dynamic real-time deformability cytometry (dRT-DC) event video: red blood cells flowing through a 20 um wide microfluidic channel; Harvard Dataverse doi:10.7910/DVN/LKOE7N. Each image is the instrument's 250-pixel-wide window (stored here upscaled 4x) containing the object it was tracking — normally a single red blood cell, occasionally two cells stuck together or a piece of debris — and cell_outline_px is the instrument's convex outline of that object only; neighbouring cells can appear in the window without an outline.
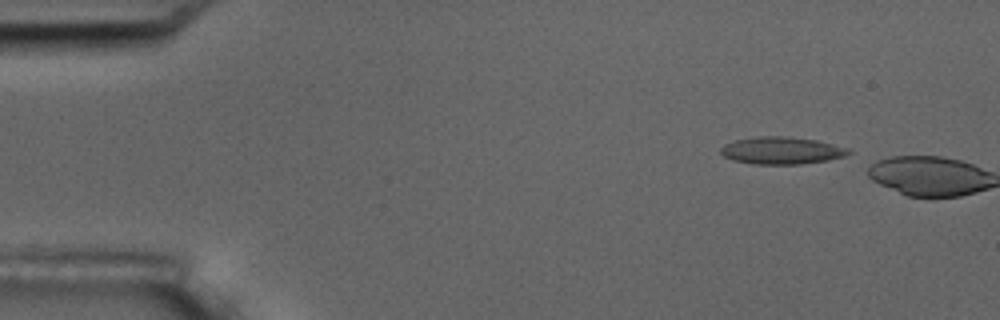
{"species": "common noctule bat (a hibernating species)", "species_latin": "Nyctalus noctula", "temperature_condition": "room temperature", "stored_images_in_passage": 2, "camera_frame_rate_fps": 3000, "um_per_image_px": 0.085, "animal": {"sex": "male", "body_mass_g": 17.5, "forearm_length_mm": 52.3}, "frame": {"image": 1, "passage_image": 1, "time_ms": 0.0, "image_size_px": [1000, 320], "cell_outline_px": [[852, 152], [844, 156], [828, 160], [800, 164], [752, 164], [732, 160], [724, 156], [720, 152], [720, 148], [724, 144], [736, 140], [760, 136], [788, 136], [816, 140], [848, 148]], "centroid_in_image_um": [66.42, 12.79], "position_along_channel_um": 18.6, "area_um2": 20.29}}